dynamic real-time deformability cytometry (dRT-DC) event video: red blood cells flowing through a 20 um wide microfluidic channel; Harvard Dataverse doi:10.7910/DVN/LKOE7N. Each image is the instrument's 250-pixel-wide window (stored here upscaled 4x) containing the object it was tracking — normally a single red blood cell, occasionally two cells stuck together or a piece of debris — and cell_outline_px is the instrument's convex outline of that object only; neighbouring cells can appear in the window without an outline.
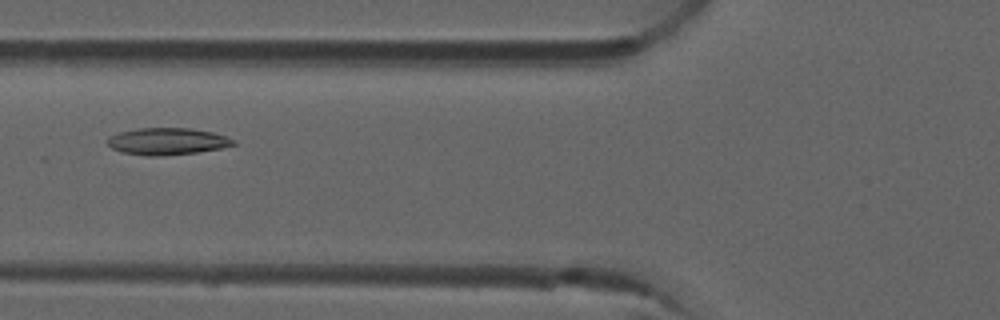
{"species": "common noctule bat (a hibernating species)", "species_latin": "Nyctalus noctula", "temperature_condition": "room temperature", "stored_images_in_passage": 6, "camera_frame_rate_fps": 3000, "um_per_image_px": 0.085, "animal": {"sex": "male", "forearm_length_mm": 52.5}, "frame": {"image": 1, "passage_image": 6, "time_ms": 1.667, "image_size_px": [1000, 320], "cell_outline_px": [[236, 144], [220, 148], [196, 152], [160, 156], [148, 156], [120, 152], [112, 148], [108, 144], [108, 136], [120, 132], [136, 128], [188, 128], [212, 132], [236, 140]], "centroid_in_image_um": [14.19, 12.01], "position_along_channel_um": 111.6, "area_um2": 19.65}}